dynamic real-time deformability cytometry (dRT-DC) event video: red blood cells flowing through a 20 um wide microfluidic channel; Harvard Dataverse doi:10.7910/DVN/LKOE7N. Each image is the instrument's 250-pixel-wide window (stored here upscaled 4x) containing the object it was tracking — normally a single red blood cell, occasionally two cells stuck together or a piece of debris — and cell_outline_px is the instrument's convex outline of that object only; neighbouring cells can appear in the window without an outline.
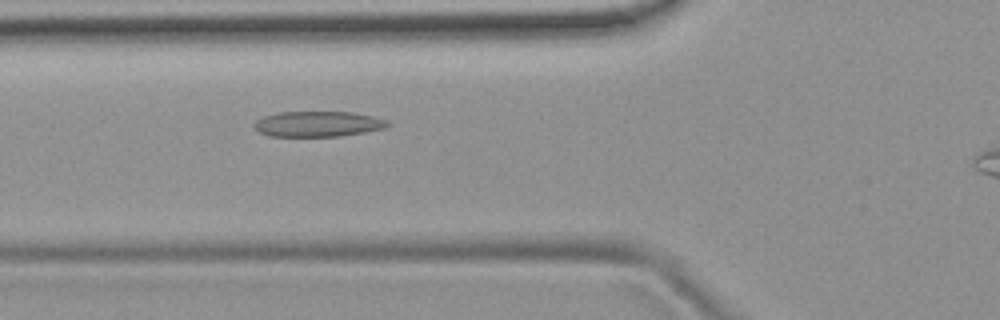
{"species": "common noctule bat (a hibernating species)", "species_latin": "Nyctalus noctula", "temperature_condition": "room temperature", "stored_images_in_passage": 47, "camera_frame_rate_fps": 3000, "um_per_image_px": 0.085, "animal": {"sex": "female", "body_mass_g": 19.9}, "frame": {"image": 1, "passage_image": 19, "time_ms": 6.0, "image_size_px": [1000, 320], "cell_outline_px": [[392, 124], [384, 128], [364, 132], [340, 136], [268, 136], [260, 132], [252, 124], [256, 120], [264, 116], [276, 112], [352, 112], [372, 116], [384, 120]], "centroid_in_image_um": [26.99, 10.53], "position_along_channel_um": 98.8, "area_um2": 19.71}}
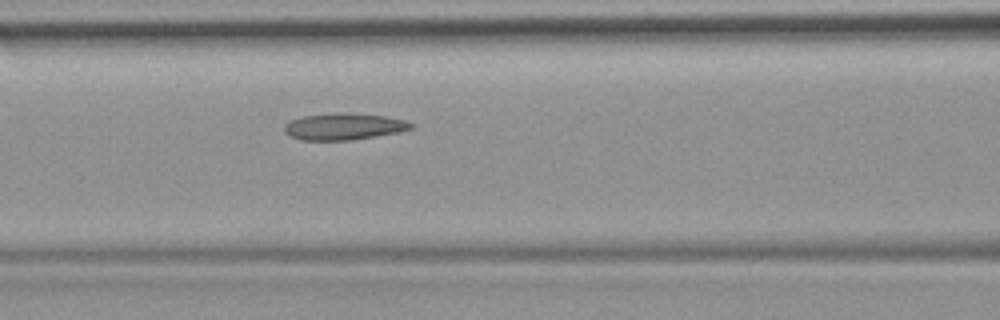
{"frame": {"image": 2, "passage_image": 22, "time_ms": 7.0, "image_size_px": [1000, 320], "cell_outline_px": [[416, 124], [412, 128], [400, 132], [352, 140], [300, 140], [288, 136], [284, 132], [284, 124], [300, 116], [336, 112], [344, 112], [384, 116], [404, 120]], "centroid_in_image_um": [29.2, 10.75], "position_along_channel_um": 137.4, "area_um2": 19.94}}
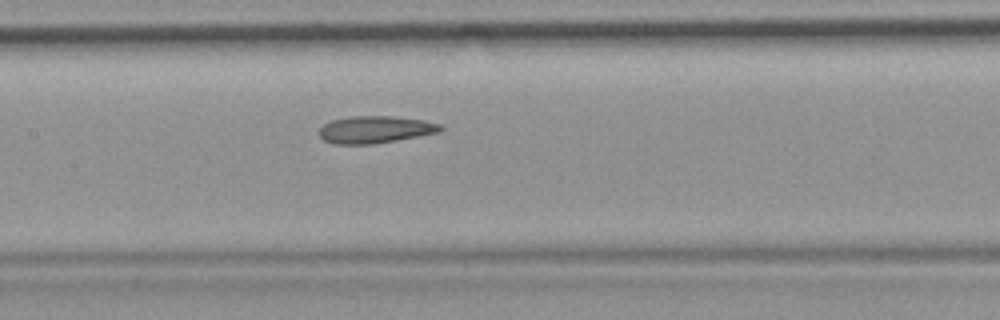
{"frame": {"image": 3, "passage_image": 25, "time_ms": 8.0, "image_size_px": [1000, 320], "cell_outline_px": [[444, 128], [440, 132], [396, 140], [372, 144], [332, 144], [324, 140], [320, 136], [320, 128], [324, 124], [332, 120], [352, 116], [392, 116], [424, 120], [440, 124]], "centroid_in_image_um": [31.9, 11.01], "position_along_channel_um": 175.5, "area_um2": 19.13}, "authors_computed_cell_mechanics": {"area_um2": 19.5942, "velocity_mm_per_s": 3.8245, "shape_relaxation_time_tau1_ms": null, "shape_relaxation_time_tau2_ms": 3.2184, "deformation_change_tau1": null, "deformation_change_tau2": 0.1213}}